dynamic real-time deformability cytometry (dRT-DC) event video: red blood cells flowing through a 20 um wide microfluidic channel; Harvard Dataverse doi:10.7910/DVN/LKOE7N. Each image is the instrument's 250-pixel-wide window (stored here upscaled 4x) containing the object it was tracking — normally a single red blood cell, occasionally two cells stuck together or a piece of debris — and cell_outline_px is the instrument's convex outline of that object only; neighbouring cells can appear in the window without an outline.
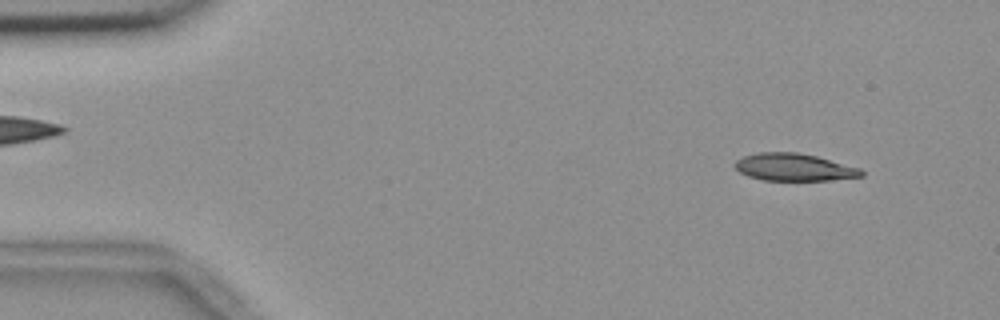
{"species": "common noctule bat (a hibernating species)", "species_latin": "Nyctalus noctula", "temperature_condition": "room temperature", "stored_images_in_passage": 54, "camera_frame_rate_fps": 3000, "um_per_image_px": 0.085, "animal": {"sex": "female", "body_mass_g": 18.4}, "frame": {"image": 1, "passage_image": 4, "time_ms": 1.0, "image_size_px": [1000, 320], "cell_outline_px": [[864, 176], [828, 180], [764, 180], [748, 176], [740, 172], [736, 168], [736, 160], [744, 156], [760, 152], [796, 152], [816, 156], [860, 168], [864, 172]], "centroid_in_image_um": [67.51, 14.21], "position_along_channel_um": 17.5, "area_um2": 19.94}}
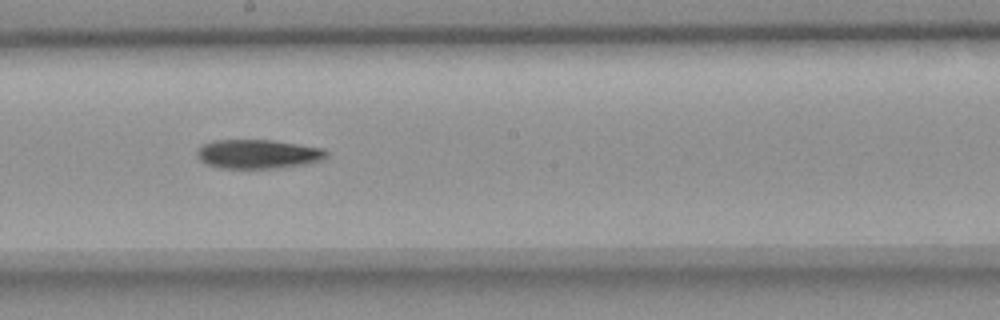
{"frame": {"image": 2, "passage_image": 29, "time_ms": 9.333, "image_size_px": [1000, 320], "cell_outline_px": [[328, 156], [320, 160], [304, 164], [272, 168], [220, 168], [208, 164], [200, 160], [196, 156], [196, 152], [200, 144], [212, 140], [272, 140], [324, 148], [328, 152]], "centroid_in_image_um": [21.89, 13.08], "position_along_channel_um": 226.3, "area_um2": 21.96}}
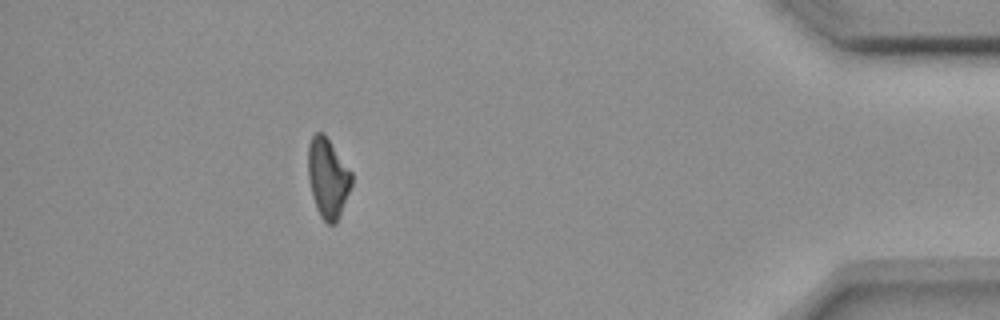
{"frame": {"image": 3, "passage_image": 48, "time_ms": 15.667, "image_size_px": [1000, 320], "cell_outline_px": [[352, 184], [340, 216], [336, 224], [328, 224], [320, 216], [316, 208], [312, 196], [308, 180], [308, 144], [312, 136], [316, 132], [324, 132], [352, 172]], "centroid_in_image_um": [27.86, 15.12], "position_along_channel_um": 407.3, "area_um2": 20.46}, "authors_computed_cell_mechanics": {"area_um2": 21.5305, "velocity_mm_per_s": 3.6812, "shape_relaxation_time_tau1_ms": 7.3526, "shape_relaxation_time_tau2_ms": null, "deformation_change_tau1": 0.1955, "deformation_change_tau2": null}}